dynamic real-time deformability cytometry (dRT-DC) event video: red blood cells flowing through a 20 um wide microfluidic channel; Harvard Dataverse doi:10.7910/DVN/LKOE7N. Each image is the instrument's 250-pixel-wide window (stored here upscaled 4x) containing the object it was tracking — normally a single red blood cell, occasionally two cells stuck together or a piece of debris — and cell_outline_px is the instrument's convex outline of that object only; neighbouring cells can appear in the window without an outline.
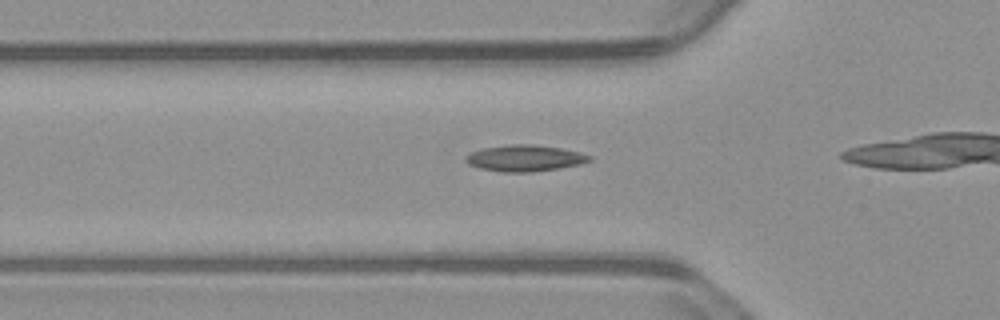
{"species": "common noctule bat (a hibernating species)", "species_latin": "Nyctalus noctula", "temperature_condition": "warm", "stored_images_in_passage": 20, "camera_frame_rate_fps": 3000, "um_per_image_px": 0.085, "animal": {"sex": "male", "body_mass_g": 23.1, "forearm_length_mm": 52.7}, "frame": {"image": 1, "passage_image": 9, "time_ms": 2.667, "image_size_px": [1000, 320], "cell_outline_px": [[592, 160], [580, 164], [560, 168], [532, 172], [504, 172], [480, 168], [468, 164], [464, 160], [464, 156], [472, 152], [484, 148], [508, 144], [532, 144], [560, 148], [580, 152], [592, 156]], "centroid_in_image_um": [44.61, 13.44], "position_along_channel_um": 81.2, "area_um2": 19.02}}
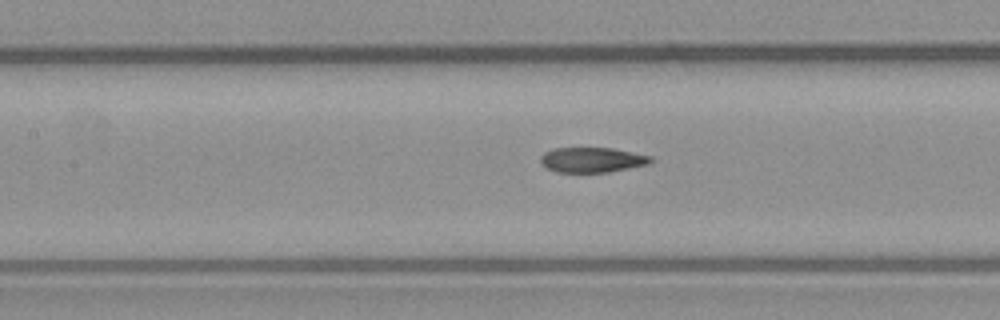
{"frame": {"image": 2, "passage_image": 15, "time_ms": 4.667, "image_size_px": [1000, 320], "cell_outline_px": [[652, 160], [648, 164], [608, 172], [556, 172], [540, 164], [540, 156], [544, 152], [552, 148], [612, 148], [652, 156]], "centroid_in_image_um": [50.28, 13.58], "position_along_channel_um": 157.1, "area_um2": 16.07}}
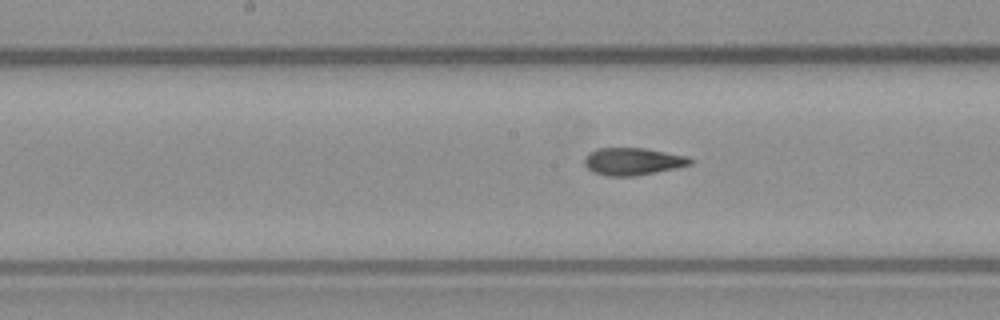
{"frame": {"image": 3, "passage_image": 18, "time_ms": 5.667, "image_size_px": [1000, 320], "cell_outline_px": [[692, 164], [656, 172], [636, 176], [608, 176], [592, 172], [584, 164], [584, 160], [588, 152], [596, 148], [644, 148], [688, 156], [692, 160]], "centroid_in_image_um": [53.76, 13.72], "position_along_channel_um": 194.4, "area_um2": 16.88}}